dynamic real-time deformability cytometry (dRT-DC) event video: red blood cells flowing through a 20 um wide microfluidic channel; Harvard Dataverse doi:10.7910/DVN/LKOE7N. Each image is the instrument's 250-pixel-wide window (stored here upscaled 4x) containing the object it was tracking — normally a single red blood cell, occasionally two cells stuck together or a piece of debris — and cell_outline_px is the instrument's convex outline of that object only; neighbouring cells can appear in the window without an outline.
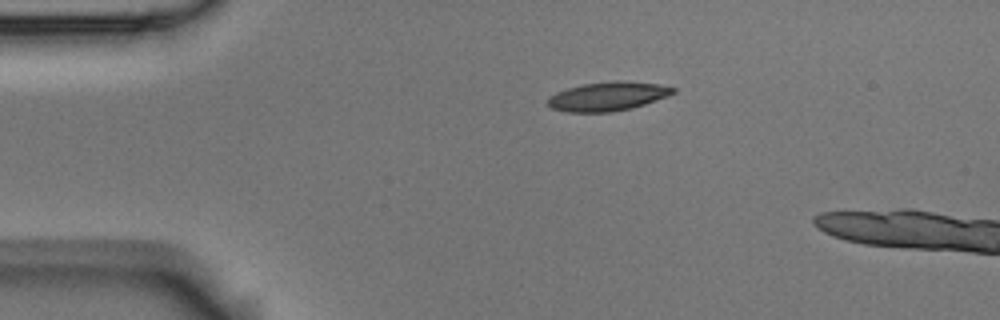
{"species": "Egyptian fruit bat (a non-hibernating species)", "species_latin": "Rousettus aegyptiacus", "temperature_condition": "room temperature", "stored_images_in_passage": 2, "camera_frame_rate_fps": 3000, "um_per_image_px": 0.085, "animal": {"sex": "male"}, "frame": {"image": 1, "passage_image": 1, "time_ms": 0.0, "image_size_px": [1000, 320], "cell_outline_px": [[676, 92], [668, 96], [632, 108], [612, 112], [568, 112], [552, 108], [548, 104], [548, 96], [556, 92], [568, 88], [584, 84], [612, 80], [616, 80], [660, 84], [676, 88]], "centroid_in_image_um": [51.67, 8.18], "position_along_channel_um": 33.3, "area_um2": 21.15}}